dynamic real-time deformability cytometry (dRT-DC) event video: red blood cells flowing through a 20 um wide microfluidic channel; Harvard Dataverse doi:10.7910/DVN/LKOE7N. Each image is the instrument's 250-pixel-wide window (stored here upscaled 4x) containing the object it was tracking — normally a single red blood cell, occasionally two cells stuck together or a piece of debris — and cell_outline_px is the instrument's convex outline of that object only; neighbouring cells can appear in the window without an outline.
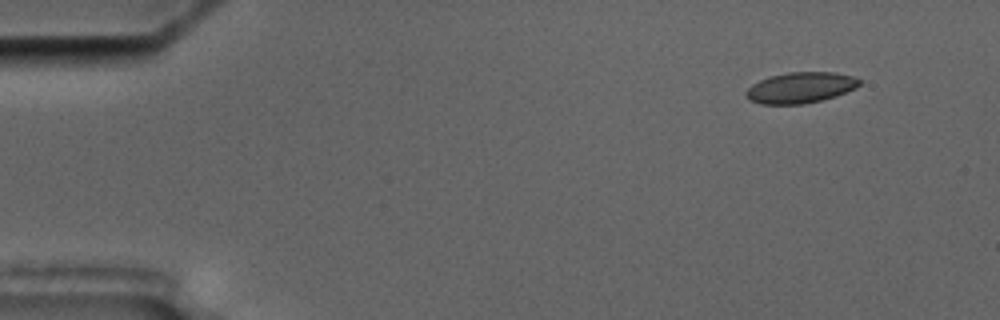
{"species": "common noctule bat (a hibernating species)", "species_latin": "Nyctalus noctula", "temperature_condition": "cold", "stored_images_in_passage": 4, "camera_frame_rate_fps": 3000, "um_per_image_px": 0.085, "animal": {"sex": "male", "body_mass_g": 17.5, "forearm_length_mm": 52.3}, "frame": {"image": 1, "passage_image": 2, "time_ms": 1.333, "image_size_px": [1000, 320], "cell_outline_px": [[860, 84], [856, 88], [836, 96], [804, 104], [760, 104], [748, 100], [744, 92], [752, 84], [768, 76], [788, 72], [836, 72], [852, 76], [860, 80]], "centroid_in_image_um": [68.01, 7.45], "position_along_channel_um": 17.0, "area_um2": 20.52}}